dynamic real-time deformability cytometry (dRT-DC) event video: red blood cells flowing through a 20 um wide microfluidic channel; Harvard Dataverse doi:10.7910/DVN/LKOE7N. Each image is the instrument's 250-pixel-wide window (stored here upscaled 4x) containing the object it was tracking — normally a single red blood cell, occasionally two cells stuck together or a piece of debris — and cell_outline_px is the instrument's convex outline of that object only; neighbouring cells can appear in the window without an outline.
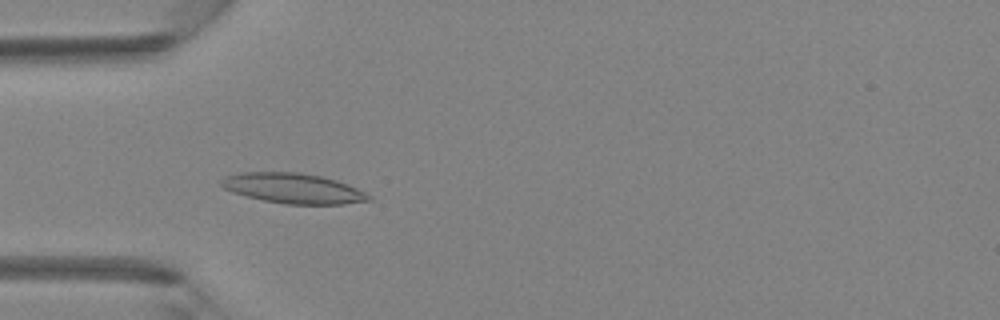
{"species": "Egyptian fruit bat (a non-hibernating species)", "species_latin": "Rousettus aegyptiacus", "temperature_condition": "room temperature", "stored_images_in_passage": 44, "camera_frame_rate_fps": 3000, "um_per_image_px": 0.085, "animal": {"sex": "female"}, "frame": {"image": 1, "passage_image": 14, "time_ms": 4.333, "image_size_px": [1000, 320], "cell_outline_px": [[372, 200], [344, 204], [284, 204], [264, 200], [232, 192], [224, 188], [220, 184], [220, 180], [224, 176], [240, 172], [300, 172], [324, 176], [348, 184], [372, 196]], "centroid_in_image_um": [24.92, 16.0], "position_along_channel_um": 60.1, "area_um2": 26.01}}
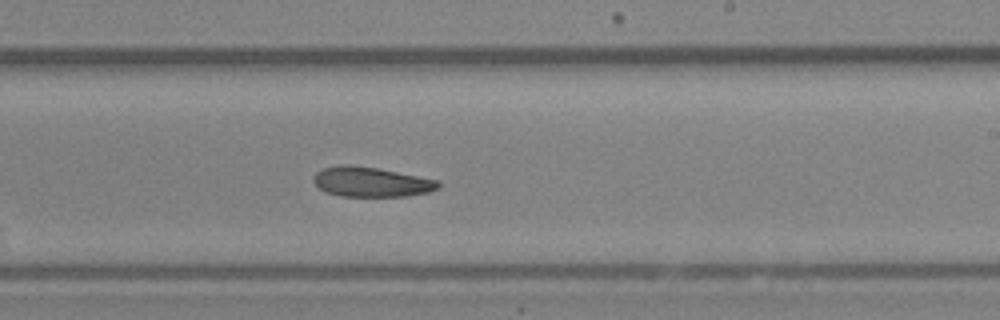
{"frame": {"image": 2, "passage_image": 27, "time_ms": 8.667, "image_size_px": [1000, 320], "cell_outline_px": [[440, 188], [428, 192], [404, 196], [340, 196], [328, 192], [320, 188], [312, 180], [316, 172], [320, 168], [340, 164], [348, 164], [376, 168], [440, 180]], "centroid_in_image_um": [31.54, 15.45], "position_along_channel_um": 257.5, "area_um2": 21.68}}
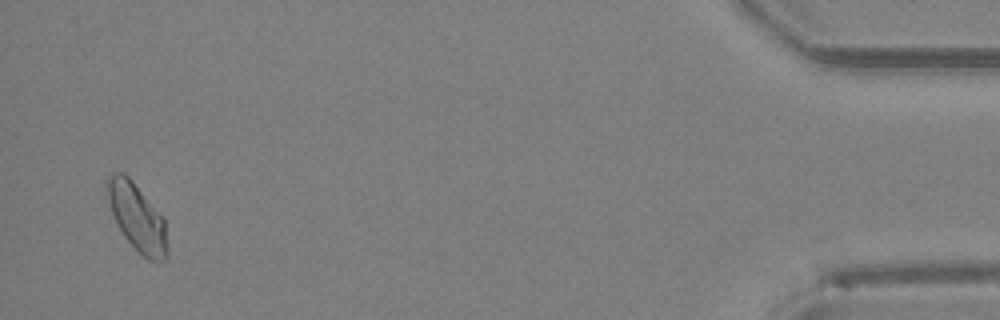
{"frame": {"image": 3, "passage_image": 43, "time_ms": 14.0, "image_size_px": [1000, 320], "cell_outline_px": [[168, 256], [164, 260], [148, 260], [124, 236], [116, 224], [108, 200], [108, 176], [112, 172], [124, 172], [132, 180], [164, 220], [168, 252]], "centroid_in_image_um": [11.65, 18.47], "position_along_channel_um": 423.6, "area_um2": 22.89}}